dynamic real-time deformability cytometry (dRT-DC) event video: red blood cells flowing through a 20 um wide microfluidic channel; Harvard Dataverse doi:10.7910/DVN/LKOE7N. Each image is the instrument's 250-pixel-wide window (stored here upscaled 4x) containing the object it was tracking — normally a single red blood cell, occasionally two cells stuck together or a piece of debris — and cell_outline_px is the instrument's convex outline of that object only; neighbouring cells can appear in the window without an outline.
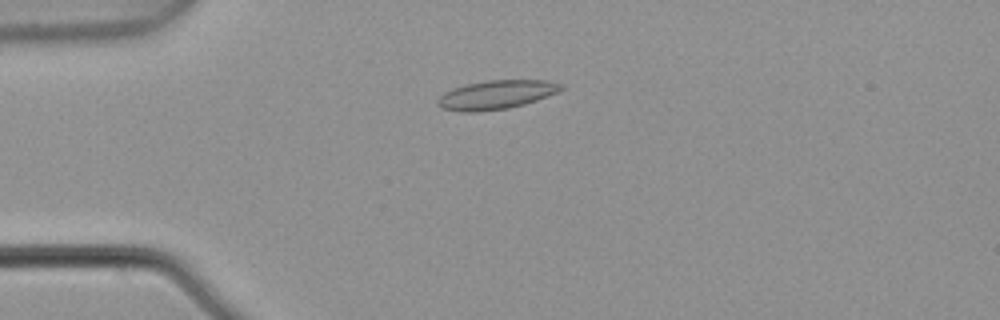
{"species": "common noctule bat (a hibernating species)", "species_latin": "Nyctalus noctula", "temperature_condition": "warm", "stored_images_in_passage": 5, "camera_frame_rate_fps": 3000, "um_per_image_px": 0.085, "animal": {"sex": "male", "body_mass_g": 21.5, "forearm_length_mm": 52.0}, "frame": {"image": 1, "passage_image": 4, "time_ms": 1.0, "image_size_px": [1000, 320], "cell_outline_px": [[564, 88], [556, 92], [536, 100], [524, 104], [508, 108], [476, 112], [460, 112], [440, 108], [436, 104], [436, 100], [444, 92], [452, 88], [464, 84], [488, 80], [548, 80], [564, 84]], "centroid_in_image_um": [42.13, 8.05], "position_along_channel_um": 42.9, "area_um2": 20.92}}